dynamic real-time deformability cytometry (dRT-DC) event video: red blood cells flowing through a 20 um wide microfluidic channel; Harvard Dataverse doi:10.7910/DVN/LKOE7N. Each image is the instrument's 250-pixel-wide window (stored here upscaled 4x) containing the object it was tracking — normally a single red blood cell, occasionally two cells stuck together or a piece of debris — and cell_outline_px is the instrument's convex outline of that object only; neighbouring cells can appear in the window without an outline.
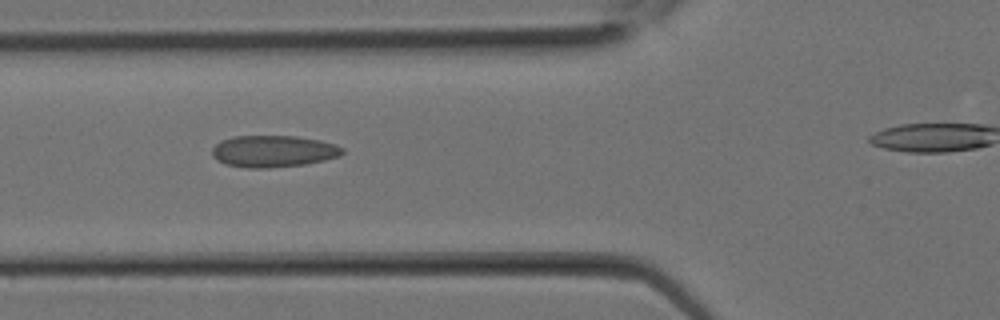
{"species": "Egyptian fruit bat (a non-hibernating species)", "species_latin": "Rousettus aegyptiacus", "temperature_condition": "room temperature", "stored_images_in_passage": 11, "camera_frame_rate_fps": 3000, "um_per_image_px": 0.085, "animal": {"sex": "female"}, "frame": {"image": 1, "passage_image": 8, "time_ms": 2.333, "image_size_px": [1000, 320], "cell_outline_px": [[344, 152], [340, 156], [324, 160], [304, 164], [268, 168], [248, 168], [224, 164], [216, 160], [212, 156], [212, 148], [220, 140], [232, 136], [296, 136], [320, 140], [336, 144], [344, 148]], "centroid_in_image_um": [23.22, 12.85], "position_along_channel_um": 102.6, "area_um2": 24.33}}
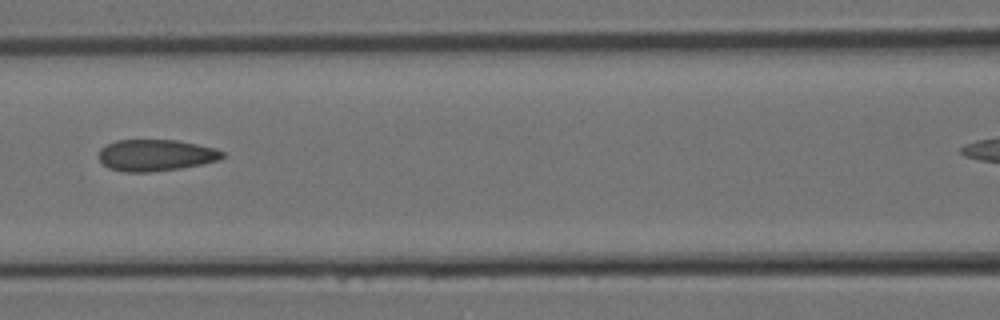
{"frame": {"image": 2, "passage_image": 10, "time_ms": 3.0, "image_size_px": [1000, 320], "cell_outline_px": [[224, 156], [220, 160], [180, 168], [148, 172], [124, 172], [108, 168], [100, 160], [100, 148], [116, 140], [176, 140], [216, 148], [224, 152]], "centroid_in_image_um": [13.25, 13.19], "position_along_channel_um": 153.4, "area_um2": 22.6}}